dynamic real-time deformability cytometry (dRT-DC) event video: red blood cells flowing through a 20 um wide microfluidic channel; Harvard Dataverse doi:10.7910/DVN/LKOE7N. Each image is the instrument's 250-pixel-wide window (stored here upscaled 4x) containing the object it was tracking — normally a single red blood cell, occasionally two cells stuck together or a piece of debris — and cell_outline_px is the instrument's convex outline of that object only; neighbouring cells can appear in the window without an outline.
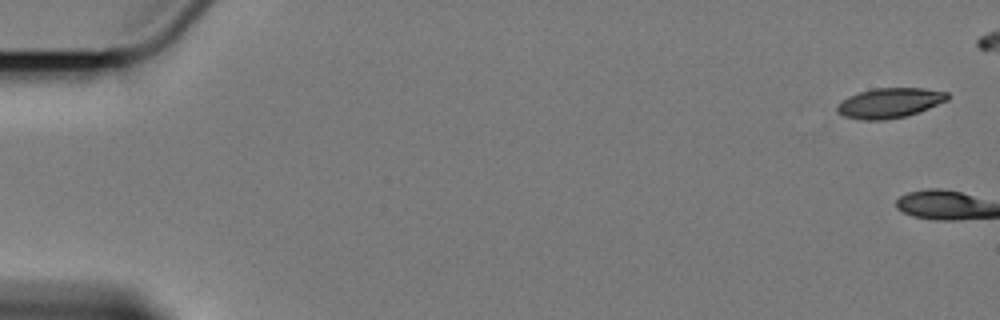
{"species": "Egyptian fruit bat (a non-hibernating species)", "species_latin": "Rousettus aegyptiacus", "temperature_condition": "cold", "stored_images_in_passage": 5, "camera_frame_rate_fps": 3000, "um_per_image_px": 0.085, "animal": {"sex": "female"}, "frame": {"image": 1, "passage_image": 1, "time_ms": 0.0, "image_size_px": [1000, 320], "cell_outline_px": [[948, 100], [928, 108], [904, 116], [884, 120], [864, 120], [844, 116], [836, 112], [836, 104], [848, 96], [872, 88], [924, 88], [948, 92]], "centroid_in_image_um": [75.58, 8.74], "position_along_channel_um": 9.4, "area_um2": 19.19}}